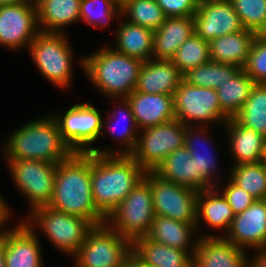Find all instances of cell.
<instances>
[{
  "label": "cell",
  "instance_id": "cell-1",
  "mask_svg": "<svg viewBox=\"0 0 266 267\" xmlns=\"http://www.w3.org/2000/svg\"><path fill=\"white\" fill-rule=\"evenodd\" d=\"M48 207L87 220L93 227L105 224L91 188V153H73L57 164Z\"/></svg>",
  "mask_w": 266,
  "mask_h": 267
},
{
  "label": "cell",
  "instance_id": "cell-2",
  "mask_svg": "<svg viewBox=\"0 0 266 267\" xmlns=\"http://www.w3.org/2000/svg\"><path fill=\"white\" fill-rule=\"evenodd\" d=\"M145 170L125 154H91V188L97 209L108 214L144 178Z\"/></svg>",
  "mask_w": 266,
  "mask_h": 267
},
{
  "label": "cell",
  "instance_id": "cell-3",
  "mask_svg": "<svg viewBox=\"0 0 266 267\" xmlns=\"http://www.w3.org/2000/svg\"><path fill=\"white\" fill-rule=\"evenodd\" d=\"M2 151L6 159L60 163L73 151L62 140L56 119L50 115L30 121L12 132Z\"/></svg>",
  "mask_w": 266,
  "mask_h": 267
},
{
  "label": "cell",
  "instance_id": "cell-4",
  "mask_svg": "<svg viewBox=\"0 0 266 267\" xmlns=\"http://www.w3.org/2000/svg\"><path fill=\"white\" fill-rule=\"evenodd\" d=\"M94 87L113 99L127 98L137 84L142 61L105 46L80 59Z\"/></svg>",
  "mask_w": 266,
  "mask_h": 267
},
{
  "label": "cell",
  "instance_id": "cell-5",
  "mask_svg": "<svg viewBox=\"0 0 266 267\" xmlns=\"http://www.w3.org/2000/svg\"><path fill=\"white\" fill-rule=\"evenodd\" d=\"M154 215L151 188L142 179L108 214L105 224L133 243L148 234Z\"/></svg>",
  "mask_w": 266,
  "mask_h": 267
},
{
  "label": "cell",
  "instance_id": "cell-6",
  "mask_svg": "<svg viewBox=\"0 0 266 267\" xmlns=\"http://www.w3.org/2000/svg\"><path fill=\"white\" fill-rule=\"evenodd\" d=\"M65 33L40 32L29 45L31 58L54 85L68 88L73 71V50Z\"/></svg>",
  "mask_w": 266,
  "mask_h": 267
},
{
  "label": "cell",
  "instance_id": "cell-7",
  "mask_svg": "<svg viewBox=\"0 0 266 267\" xmlns=\"http://www.w3.org/2000/svg\"><path fill=\"white\" fill-rule=\"evenodd\" d=\"M132 243L106 224L93 227L79 247L76 267H125Z\"/></svg>",
  "mask_w": 266,
  "mask_h": 267
},
{
  "label": "cell",
  "instance_id": "cell-8",
  "mask_svg": "<svg viewBox=\"0 0 266 267\" xmlns=\"http://www.w3.org/2000/svg\"><path fill=\"white\" fill-rule=\"evenodd\" d=\"M24 221L29 227L38 224L49 241L58 250L73 257L84 243L93 226L85 219L54 210L48 206L36 208ZM29 221V222H28ZM33 224V225H32Z\"/></svg>",
  "mask_w": 266,
  "mask_h": 267
},
{
  "label": "cell",
  "instance_id": "cell-9",
  "mask_svg": "<svg viewBox=\"0 0 266 267\" xmlns=\"http://www.w3.org/2000/svg\"><path fill=\"white\" fill-rule=\"evenodd\" d=\"M141 132L130 156L146 172L153 171L168 154L184 147L186 125L176 118Z\"/></svg>",
  "mask_w": 266,
  "mask_h": 267
},
{
  "label": "cell",
  "instance_id": "cell-10",
  "mask_svg": "<svg viewBox=\"0 0 266 267\" xmlns=\"http://www.w3.org/2000/svg\"><path fill=\"white\" fill-rule=\"evenodd\" d=\"M52 116L58 123L62 140L73 153H89L93 148L89 147L90 144L100 136L104 137L102 131L106 122L100 111L89 103H76L63 115L59 113Z\"/></svg>",
  "mask_w": 266,
  "mask_h": 267
},
{
  "label": "cell",
  "instance_id": "cell-11",
  "mask_svg": "<svg viewBox=\"0 0 266 267\" xmlns=\"http://www.w3.org/2000/svg\"><path fill=\"white\" fill-rule=\"evenodd\" d=\"M175 118L186 126H194L190 122L213 123L223 122L229 118L222 112L217 90L202 88L186 82L184 79L173 95Z\"/></svg>",
  "mask_w": 266,
  "mask_h": 267
},
{
  "label": "cell",
  "instance_id": "cell-12",
  "mask_svg": "<svg viewBox=\"0 0 266 267\" xmlns=\"http://www.w3.org/2000/svg\"><path fill=\"white\" fill-rule=\"evenodd\" d=\"M143 179L150 185L155 215L197 224L198 191L162 179L153 171L145 172Z\"/></svg>",
  "mask_w": 266,
  "mask_h": 267
},
{
  "label": "cell",
  "instance_id": "cell-13",
  "mask_svg": "<svg viewBox=\"0 0 266 267\" xmlns=\"http://www.w3.org/2000/svg\"><path fill=\"white\" fill-rule=\"evenodd\" d=\"M6 161L13 182L28 199L31 210L48 206L53 194L57 164L30 159Z\"/></svg>",
  "mask_w": 266,
  "mask_h": 267
},
{
  "label": "cell",
  "instance_id": "cell-14",
  "mask_svg": "<svg viewBox=\"0 0 266 267\" xmlns=\"http://www.w3.org/2000/svg\"><path fill=\"white\" fill-rule=\"evenodd\" d=\"M40 33L34 2L0 6V45L21 49Z\"/></svg>",
  "mask_w": 266,
  "mask_h": 267
},
{
  "label": "cell",
  "instance_id": "cell-15",
  "mask_svg": "<svg viewBox=\"0 0 266 267\" xmlns=\"http://www.w3.org/2000/svg\"><path fill=\"white\" fill-rule=\"evenodd\" d=\"M193 20L194 33L207 42L244 29L230 0L199 1Z\"/></svg>",
  "mask_w": 266,
  "mask_h": 267
},
{
  "label": "cell",
  "instance_id": "cell-16",
  "mask_svg": "<svg viewBox=\"0 0 266 267\" xmlns=\"http://www.w3.org/2000/svg\"><path fill=\"white\" fill-rule=\"evenodd\" d=\"M224 238L242 249L266 248V199L256 200L246 210L235 214Z\"/></svg>",
  "mask_w": 266,
  "mask_h": 267
},
{
  "label": "cell",
  "instance_id": "cell-17",
  "mask_svg": "<svg viewBox=\"0 0 266 267\" xmlns=\"http://www.w3.org/2000/svg\"><path fill=\"white\" fill-rule=\"evenodd\" d=\"M24 221L5 229L3 240L5 267H43L39 239Z\"/></svg>",
  "mask_w": 266,
  "mask_h": 267
},
{
  "label": "cell",
  "instance_id": "cell-18",
  "mask_svg": "<svg viewBox=\"0 0 266 267\" xmlns=\"http://www.w3.org/2000/svg\"><path fill=\"white\" fill-rule=\"evenodd\" d=\"M245 249L236 247L224 237L200 235L193 255L196 267H248Z\"/></svg>",
  "mask_w": 266,
  "mask_h": 267
},
{
  "label": "cell",
  "instance_id": "cell-19",
  "mask_svg": "<svg viewBox=\"0 0 266 267\" xmlns=\"http://www.w3.org/2000/svg\"><path fill=\"white\" fill-rule=\"evenodd\" d=\"M182 80L183 74L171 60L152 58L143 62L135 91L174 95Z\"/></svg>",
  "mask_w": 266,
  "mask_h": 267
},
{
  "label": "cell",
  "instance_id": "cell-20",
  "mask_svg": "<svg viewBox=\"0 0 266 267\" xmlns=\"http://www.w3.org/2000/svg\"><path fill=\"white\" fill-rule=\"evenodd\" d=\"M127 100L140 130L175 119L173 95L145 94L134 90Z\"/></svg>",
  "mask_w": 266,
  "mask_h": 267
},
{
  "label": "cell",
  "instance_id": "cell-21",
  "mask_svg": "<svg viewBox=\"0 0 266 267\" xmlns=\"http://www.w3.org/2000/svg\"><path fill=\"white\" fill-rule=\"evenodd\" d=\"M153 172L162 179L198 192L212 188L196 171L194 159L185 147L168 154Z\"/></svg>",
  "mask_w": 266,
  "mask_h": 267
},
{
  "label": "cell",
  "instance_id": "cell-22",
  "mask_svg": "<svg viewBox=\"0 0 266 267\" xmlns=\"http://www.w3.org/2000/svg\"><path fill=\"white\" fill-rule=\"evenodd\" d=\"M229 134L231 155L234 156L233 165L255 164L263 161L265 137L255 130L241 126L234 118L225 124Z\"/></svg>",
  "mask_w": 266,
  "mask_h": 267
},
{
  "label": "cell",
  "instance_id": "cell-23",
  "mask_svg": "<svg viewBox=\"0 0 266 267\" xmlns=\"http://www.w3.org/2000/svg\"><path fill=\"white\" fill-rule=\"evenodd\" d=\"M194 34L193 17H168L153 32V58L171 60L179 47Z\"/></svg>",
  "mask_w": 266,
  "mask_h": 267
},
{
  "label": "cell",
  "instance_id": "cell-24",
  "mask_svg": "<svg viewBox=\"0 0 266 267\" xmlns=\"http://www.w3.org/2000/svg\"><path fill=\"white\" fill-rule=\"evenodd\" d=\"M257 33L248 29L217 37L209 42L210 61L243 69Z\"/></svg>",
  "mask_w": 266,
  "mask_h": 267
},
{
  "label": "cell",
  "instance_id": "cell-25",
  "mask_svg": "<svg viewBox=\"0 0 266 267\" xmlns=\"http://www.w3.org/2000/svg\"><path fill=\"white\" fill-rule=\"evenodd\" d=\"M195 231H197L196 224L174 220L161 215H154L149 232L145 237L157 243L183 251H195L198 243V238L195 240L196 242L192 241V235Z\"/></svg>",
  "mask_w": 266,
  "mask_h": 267
},
{
  "label": "cell",
  "instance_id": "cell-26",
  "mask_svg": "<svg viewBox=\"0 0 266 267\" xmlns=\"http://www.w3.org/2000/svg\"><path fill=\"white\" fill-rule=\"evenodd\" d=\"M132 252L151 267H191L195 251H183L142 237L132 243Z\"/></svg>",
  "mask_w": 266,
  "mask_h": 267
},
{
  "label": "cell",
  "instance_id": "cell-27",
  "mask_svg": "<svg viewBox=\"0 0 266 267\" xmlns=\"http://www.w3.org/2000/svg\"><path fill=\"white\" fill-rule=\"evenodd\" d=\"M35 4L42 33H63L62 28L80 21L81 0H37Z\"/></svg>",
  "mask_w": 266,
  "mask_h": 267
},
{
  "label": "cell",
  "instance_id": "cell-28",
  "mask_svg": "<svg viewBox=\"0 0 266 267\" xmlns=\"http://www.w3.org/2000/svg\"><path fill=\"white\" fill-rule=\"evenodd\" d=\"M203 218H202V217ZM235 213L228 204L226 198L216 187L202 190L197 195V229H199L200 219L214 229H225L229 231Z\"/></svg>",
  "mask_w": 266,
  "mask_h": 267
},
{
  "label": "cell",
  "instance_id": "cell-29",
  "mask_svg": "<svg viewBox=\"0 0 266 267\" xmlns=\"http://www.w3.org/2000/svg\"><path fill=\"white\" fill-rule=\"evenodd\" d=\"M116 31V47L113 48L115 51L142 62L153 58L152 29L125 20Z\"/></svg>",
  "mask_w": 266,
  "mask_h": 267
},
{
  "label": "cell",
  "instance_id": "cell-30",
  "mask_svg": "<svg viewBox=\"0 0 266 267\" xmlns=\"http://www.w3.org/2000/svg\"><path fill=\"white\" fill-rule=\"evenodd\" d=\"M256 83L240 69L230 80L217 89L222 112L229 118H234L243 108Z\"/></svg>",
  "mask_w": 266,
  "mask_h": 267
},
{
  "label": "cell",
  "instance_id": "cell-31",
  "mask_svg": "<svg viewBox=\"0 0 266 267\" xmlns=\"http://www.w3.org/2000/svg\"><path fill=\"white\" fill-rule=\"evenodd\" d=\"M197 127L194 126H186V132H185V143L184 147L189 151L191 158L194 159L195 165H196V171L199 173V175L211 186V187H216V179L217 178L214 174L215 170L217 167V162L214 159L215 156H213V153L211 152L212 150L208 151V149L205 151L202 149H198L199 144H197V141L199 142H204L208 144L207 139H209L208 136V130H205V126L201 127L198 125ZM198 135V136H197ZM204 146V145H203ZM208 146V145H207ZM203 153H202V152ZM206 153V154H205ZM215 176V177H214ZM216 178V179H215Z\"/></svg>",
  "mask_w": 266,
  "mask_h": 267
},
{
  "label": "cell",
  "instance_id": "cell-32",
  "mask_svg": "<svg viewBox=\"0 0 266 267\" xmlns=\"http://www.w3.org/2000/svg\"><path fill=\"white\" fill-rule=\"evenodd\" d=\"M121 102H123V105L121 106L122 108H120L121 110H117V111H113L112 114L114 115L113 117L111 116V112L110 114H108V123L107 124V130L110 132V135H114V138L117 139L118 142H120L122 144V146L124 145L123 150L121 151H116L115 148L112 150H110V148L107 150L106 149H98V148H92L90 150L89 153L91 154H96V155H100V154H125V155H130V153L134 150V148L136 147V143H137V139H138V133L136 132L138 130L137 124L135 122V118L133 115V111L131 108V105L129 103V101L127 100V98H122ZM119 111V112H118ZM119 118L118 116H122L123 118H125V120H128L127 122L128 125L123 126L121 129L122 130H118L119 124L115 126V123H113L115 120H112V118L114 117ZM121 117V119H123ZM121 119H119L118 121H120ZM124 120V121H125ZM114 124L113 126L110 124ZM117 128V130H116ZM117 131V133H115V131ZM120 139V140H119Z\"/></svg>",
  "mask_w": 266,
  "mask_h": 267
},
{
  "label": "cell",
  "instance_id": "cell-33",
  "mask_svg": "<svg viewBox=\"0 0 266 267\" xmlns=\"http://www.w3.org/2000/svg\"><path fill=\"white\" fill-rule=\"evenodd\" d=\"M128 17L129 23L157 30L165 15L155 0H120V18ZM130 18V19H129Z\"/></svg>",
  "mask_w": 266,
  "mask_h": 267
},
{
  "label": "cell",
  "instance_id": "cell-34",
  "mask_svg": "<svg viewBox=\"0 0 266 267\" xmlns=\"http://www.w3.org/2000/svg\"><path fill=\"white\" fill-rule=\"evenodd\" d=\"M241 125L266 137V84H255L243 108L234 117Z\"/></svg>",
  "mask_w": 266,
  "mask_h": 267
},
{
  "label": "cell",
  "instance_id": "cell-35",
  "mask_svg": "<svg viewBox=\"0 0 266 267\" xmlns=\"http://www.w3.org/2000/svg\"><path fill=\"white\" fill-rule=\"evenodd\" d=\"M239 70L240 68L236 65L209 61L190 69L183 75V79L194 86L217 90Z\"/></svg>",
  "mask_w": 266,
  "mask_h": 267
},
{
  "label": "cell",
  "instance_id": "cell-36",
  "mask_svg": "<svg viewBox=\"0 0 266 267\" xmlns=\"http://www.w3.org/2000/svg\"><path fill=\"white\" fill-rule=\"evenodd\" d=\"M230 180L257 200L266 199V162L234 165Z\"/></svg>",
  "mask_w": 266,
  "mask_h": 267
},
{
  "label": "cell",
  "instance_id": "cell-37",
  "mask_svg": "<svg viewBox=\"0 0 266 267\" xmlns=\"http://www.w3.org/2000/svg\"><path fill=\"white\" fill-rule=\"evenodd\" d=\"M171 61L184 75L210 61L209 42L194 33L179 47Z\"/></svg>",
  "mask_w": 266,
  "mask_h": 267
},
{
  "label": "cell",
  "instance_id": "cell-38",
  "mask_svg": "<svg viewBox=\"0 0 266 267\" xmlns=\"http://www.w3.org/2000/svg\"><path fill=\"white\" fill-rule=\"evenodd\" d=\"M120 16V0H81L80 21L102 28Z\"/></svg>",
  "mask_w": 266,
  "mask_h": 267
},
{
  "label": "cell",
  "instance_id": "cell-39",
  "mask_svg": "<svg viewBox=\"0 0 266 267\" xmlns=\"http://www.w3.org/2000/svg\"><path fill=\"white\" fill-rule=\"evenodd\" d=\"M244 29L256 32L266 24V0H230Z\"/></svg>",
  "mask_w": 266,
  "mask_h": 267
},
{
  "label": "cell",
  "instance_id": "cell-40",
  "mask_svg": "<svg viewBox=\"0 0 266 267\" xmlns=\"http://www.w3.org/2000/svg\"><path fill=\"white\" fill-rule=\"evenodd\" d=\"M243 70L256 84H266V39L255 37Z\"/></svg>",
  "mask_w": 266,
  "mask_h": 267
},
{
  "label": "cell",
  "instance_id": "cell-41",
  "mask_svg": "<svg viewBox=\"0 0 266 267\" xmlns=\"http://www.w3.org/2000/svg\"><path fill=\"white\" fill-rule=\"evenodd\" d=\"M224 188L225 189H223L221 193L226 198L235 214L243 212L257 200L244 189L234 184L230 179Z\"/></svg>",
  "mask_w": 266,
  "mask_h": 267
},
{
  "label": "cell",
  "instance_id": "cell-42",
  "mask_svg": "<svg viewBox=\"0 0 266 267\" xmlns=\"http://www.w3.org/2000/svg\"><path fill=\"white\" fill-rule=\"evenodd\" d=\"M168 17H193L198 9L199 0H155Z\"/></svg>",
  "mask_w": 266,
  "mask_h": 267
},
{
  "label": "cell",
  "instance_id": "cell-43",
  "mask_svg": "<svg viewBox=\"0 0 266 267\" xmlns=\"http://www.w3.org/2000/svg\"><path fill=\"white\" fill-rule=\"evenodd\" d=\"M251 258L248 260V267H266V248L257 249V254Z\"/></svg>",
  "mask_w": 266,
  "mask_h": 267
},
{
  "label": "cell",
  "instance_id": "cell-44",
  "mask_svg": "<svg viewBox=\"0 0 266 267\" xmlns=\"http://www.w3.org/2000/svg\"><path fill=\"white\" fill-rule=\"evenodd\" d=\"M5 200L2 199V197L0 196V230L1 228H3V224L7 223V220L11 217V208L8 207V205L6 204V202H4ZM2 226V227H1ZM4 230L0 231V238L3 235Z\"/></svg>",
  "mask_w": 266,
  "mask_h": 267
},
{
  "label": "cell",
  "instance_id": "cell-45",
  "mask_svg": "<svg viewBox=\"0 0 266 267\" xmlns=\"http://www.w3.org/2000/svg\"><path fill=\"white\" fill-rule=\"evenodd\" d=\"M125 267H151V266L145 264L133 252H131L126 260Z\"/></svg>",
  "mask_w": 266,
  "mask_h": 267
},
{
  "label": "cell",
  "instance_id": "cell-46",
  "mask_svg": "<svg viewBox=\"0 0 266 267\" xmlns=\"http://www.w3.org/2000/svg\"><path fill=\"white\" fill-rule=\"evenodd\" d=\"M25 2H31V0H0V6L9 4H21Z\"/></svg>",
  "mask_w": 266,
  "mask_h": 267
},
{
  "label": "cell",
  "instance_id": "cell-47",
  "mask_svg": "<svg viewBox=\"0 0 266 267\" xmlns=\"http://www.w3.org/2000/svg\"><path fill=\"white\" fill-rule=\"evenodd\" d=\"M0 267H5L3 240L0 238Z\"/></svg>",
  "mask_w": 266,
  "mask_h": 267
},
{
  "label": "cell",
  "instance_id": "cell-48",
  "mask_svg": "<svg viewBox=\"0 0 266 267\" xmlns=\"http://www.w3.org/2000/svg\"><path fill=\"white\" fill-rule=\"evenodd\" d=\"M257 35H259L260 37L266 39V24Z\"/></svg>",
  "mask_w": 266,
  "mask_h": 267
},
{
  "label": "cell",
  "instance_id": "cell-49",
  "mask_svg": "<svg viewBox=\"0 0 266 267\" xmlns=\"http://www.w3.org/2000/svg\"><path fill=\"white\" fill-rule=\"evenodd\" d=\"M263 161L266 162V137H265V145H264Z\"/></svg>",
  "mask_w": 266,
  "mask_h": 267
}]
</instances>
